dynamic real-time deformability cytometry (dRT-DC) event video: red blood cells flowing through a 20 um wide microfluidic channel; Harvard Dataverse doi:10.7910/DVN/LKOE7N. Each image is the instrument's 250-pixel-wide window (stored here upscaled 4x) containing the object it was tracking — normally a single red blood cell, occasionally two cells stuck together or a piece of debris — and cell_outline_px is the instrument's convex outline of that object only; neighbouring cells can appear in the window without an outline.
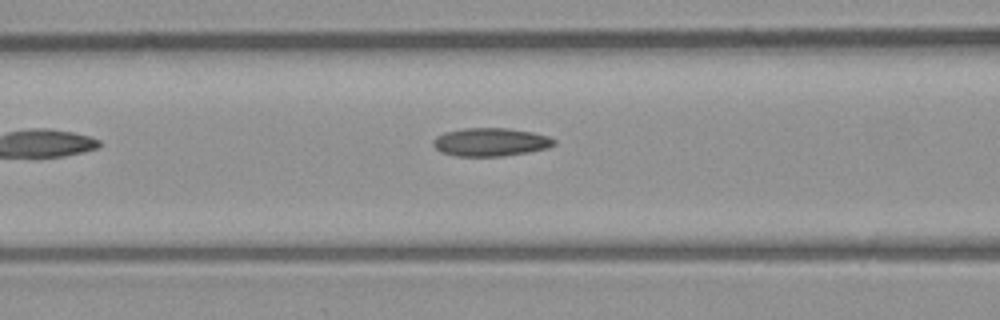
{"species": "common noctule bat (a hibernating species)", "species_latin": "Nyctalus noctula", "temperature_condition": "room temperature", "stored_images_in_passage": 4, "camera_frame_rate_fps": 3000, "um_per_image_px": 0.085, "animal": {"sex": "male", "body_mass_g": 23.1, "forearm_length_mm": 52.7}, "frame": {"image": 1, "passage_image": 4, "time_ms": 4.333, "image_size_px": [1000, 320], "cell_outline_px": [[556, 144], [548, 148], [528, 152], [500, 156], [456, 156], [440, 152], [432, 144], [432, 140], [436, 136], [444, 132], [464, 128], [508, 128], [532, 132], [548, 136], [556, 140]], "centroid_in_image_um": [41.68, 12.07], "position_along_channel_um": 124.9, "area_um2": 20.0}}